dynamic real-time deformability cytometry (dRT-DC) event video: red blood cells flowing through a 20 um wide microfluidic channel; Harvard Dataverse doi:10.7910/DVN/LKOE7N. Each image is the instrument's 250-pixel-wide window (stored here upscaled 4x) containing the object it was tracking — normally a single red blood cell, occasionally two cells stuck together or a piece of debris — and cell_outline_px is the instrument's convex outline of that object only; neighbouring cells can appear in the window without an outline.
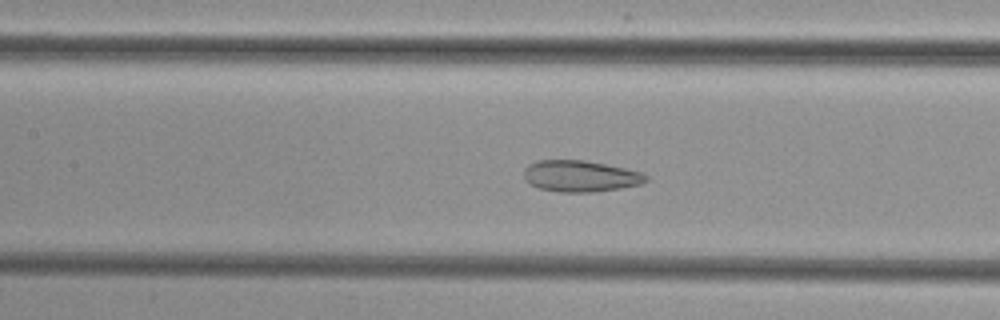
{"species": "common noctule bat (a hibernating species)", "species_latin": "Nyctalus noctula", "temperature_condition": "cold", "stored_images_in_passage": 50, "camera_frame_rate_fps": 3000, "um_per_image_px": 0.085, "animal": {"sex": "female", "body_mass_g": 29.2, "forearm_length_mm": 56.3}, "frame": {"image": 1, "passage_image": 22, "time_ms": 7.0, "image_size_px": [1000, 320], "cell_outline_px": [[648, 180], [640, 184], [620, 188], [592, 192], [560, 192], [540, 188], [528, 184], [524, 176], [524, 168], [528, 164], [536, 160], [584, 160], [624, 168], [640, 172], [648, 176]], "centroid_in_image_um": [49.29, 14.97], "position_along_channel_um": 158.1, "area_um2": 22.25}}
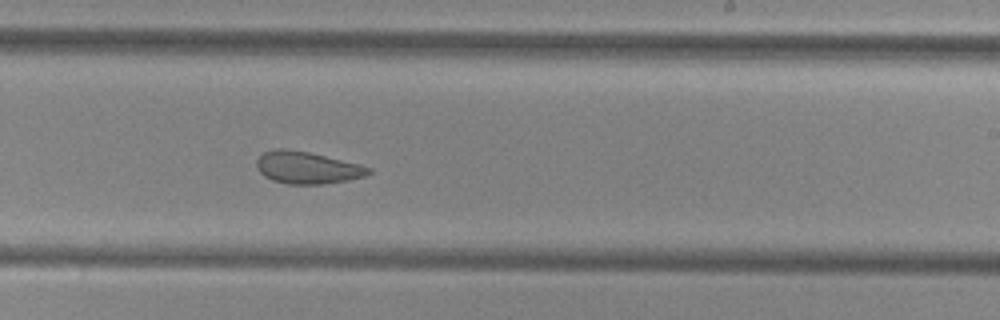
{"frame": {"image": 2, "passage_image": 30, "time_ms": 9.667, "image_size_px": [1000, 320], "cell_outline_px": [[372, 172], [364, 176], [348, 180], [324, 184], [288, 184], [272, 180], [264, 176], [256, 168], [256, 160], [264, 152], [276, 148], [284, 148], [308, 152], [372, 168]], "centroid_in_image_um": [26.06, 14.26], "position_along_channel_um": 262.9, "area_um2": 20.75}}
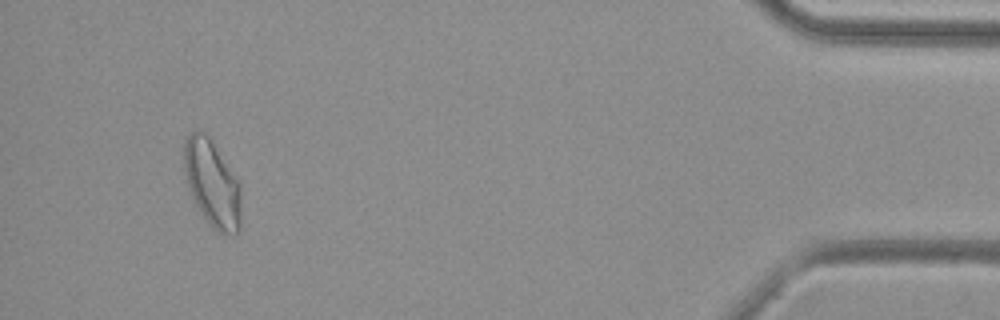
{"frame": {"image": 3, "passage_image": 47, "time_ms": 15.333, "image_size_px": [1000, 320], "cell_outline_px": [[240, 232], [236, 236], [228, 236], [216, 232], [208, 224], [200, 212], [188, 188], [184, 172], [184, 140], [196, 128], [200, 128], [208, 136], [240, 184]], "centroid_in_image_um": [18.03, 15.65], "position_along_channel_um": 417.2, "area_um2": 29.07}}